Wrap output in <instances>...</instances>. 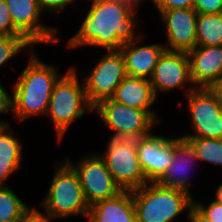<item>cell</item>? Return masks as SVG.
Returning <instances> with one entry per match:
<instances>
[{
	"label": "cell",
	"mask_w": 222,
	"mask_h": 222,
	"mask_svg": "<svg viewBox=\"0 0 222 222\" xmlns=\"http://www.w3.org/2000/svg\"><path fill=\"white\" fill-rule=\"evenodd\" d=\"M90 2L82 24L68 40V49L93 46L119 50L123 44L133 42L142 35L137 29L140 26L138 23L142 22L137 17L138 13L112 0Z\"/></svg>",
	"instance_id": "obj_1"
},
{
	"label": "cell",
	"mask_w": 222,
	"mask_h": 222,
	"mask_svg": "<svg viewBox=\"0 0 222 222\" xmlns=\"http://www.w3.org/2000/svg\"><path fill=\"white\" fill-rule=\"evenodd\" d=\"M28 55L26 68L10 87L13 93L12 115L18 123H23L30 117L46 116L51 93L62 76L57 66L45 64L36 51L33 50Z\"/></svg>",
	"instance_id": "obj_2"
},
{
	"label": "cell",
	"mask_w": 222,
	"mask_h": 222,
	"mask_svg": "<svg viewBox=\"0 0 222 222\" xmlns=\"http://www.w3.org/2000/svg\"><path fill=\"white\" fill-rule=\"evenodd\" d=\"M77 72L72 66L55 83L45 116L50 117L59 143L76 120L83 118L87 112H93L86 98L84 82L79 81Z\"/></svg>",
	"instance_id": "obj_3"
},
{
	"label": "cell",
	"mask_w": 222,
	"mask_h": 222,
	"mask_svg": "<svg viewBox=\"0 0 222 222\" xmlns=\"http://www.w3.org/2000/svg\"><path fill=\"white\" fill-rule=\"evenodd\" d=\"M131 191L136 222H175L183 212H189L195 197L157 182H147Z\"/></svg>",
	"instance_id": "obj_4"
},
{
	"label": "cell",
	"mask_w": 222,
	"mask_h": 222,
	"mask_svg": "<svg viewBox=\"0 0 222 222\" xmlns=\"http://www.w3.org/2000/svg\"><path fill=\"white\" fill-rule=\"evenodd\" d=\"M60 163V164H59ZM57 161L52 180L39 206L53 220L88 217L89 205L75 170L65 161Z\"/></svg>",
	"instance_id": "obj_5"
},
{
	"label": "cell",
	"mask_w": 222,
	"mask_h": 222,
	"mask_svg": "<svg viewBox=\"0 0 222 222\" xmlns=\"http://www.w3.org/2000/svg\"><path fill=\"white\" fill-rule=\"evenodd\" d=\"M94 112L112 131L110 138L138 139L160 125L148 111L120 104L112 98L100 101L93 107Z\"/></svg>",
	"instance_id": "obj_6"
},
{
	"label": "cell",
	"mask_w": 222,
	"mask_h": 222,
	"mask_svg": "<svg viewBox=\"0 0 222 222\" xmlns=\"http://www.w3.org/2000/svg\"><path fill=\"white\" fill-rule=\"evenodd\" d=\"M98 154L122 190L131 191L148 182L139 164L136 139L109 138L105 151Z\"/></svg>",
	"instance_id": "obj_7"
},
{
	"label": "cell",
	"mask_w": 222,
	"mask_h": 222,
	"mask_svg": "<svg viewBox=\"0 0 222 222\" xmlns=\"http://www.w3.org/2000/svg\"><path fill=\"white\" fill-rule=\"evenodd\" d=\"M185 99L190 112L192 133L180 137L222 139V102L213 88H195Z\"/></svg>",
	"instance_id": "obj_8"
},
{
	"label": "cell",
	"mask_w": 222,
	"mask_h": 222,
	"mask_svg": "<svg viewBox=\"0 0 222 222\" xmlns=\"http://www.w3.org/2000/svg\"><path fill=\"white\" fill-rule=\"evenodd\" d=\"M64 160L77 173L84 198L89 207L96 202L115 197L123 191L113 179L97 151L95 154L91 153L80 157L78 162H74L67 156Z\"/></svg>",
	"instance_id": "obj_9"
},
{
	"label": "cell",
	"mask_w": 222,
	"mask_h": 222,
	"mask_svg": "<svg viewBox=\"0 0 222 222\" xmlns=\"http://www.w3.org/2000/svg\"><path fill=\"white\" fill-rule=\"evenodd\" d=\"M90 73L85 76V94L94 107L100 101L112 98L122 80L127 76L125 59L121 50H105Z\"/></svg>",
	"instance_id": "obj_10"
},
{
	"label": "cell",
	"mask_w": 222,
	"mask_h": 222,
	"mask_svg": "<svg viewBox=\"0 0 222 222\" xmlns=\"http://www.w3.org/2000/svg\"><path fill=\"white\" fill-rule=\"evenodd\" d=\"M14 27L33 45H55L61 40L57 27L42 23L37 0H5ZM41 20V21H40Z\"/></svg>",
	"instance_id": "obj_11"
},
{
	"label": "cell",
	"mask_w": 222,
	"mask_h": 222,
	"mask_svg": "<svg viewBox=\"0 0 222 222\" xmlns=\"http://www.w3.org/2000/svg\"><path fill=\"white\" fill-rule=\"evenodd\" d=\"M149 81L157 98L160 92L168 93L183 88L185 89L184 96H186L194 90L187 52L164 50Z\"/></svg>",
	"instance_id": "obj_12"
},
{
	"label": "cell",
	"mask_w": 222,
	"mask_h": 222,
	"mask_svg": "<svg viewBox=\"0 0 222 222\" xmlns=\"http://www.w3.org/2000/svg\"><path fill=\"white\" fill-rule=\"evenodd\" d=\"M138 160L145 179L157 182L167 171L175 155L176 136L150 133L136 139Z\"/></svg>",
	"instance_id": "obj_13"
},
{
	"label": "cell",
	"mask_w": 222,
	"mask_h": 222,
	"mask_svg": "<svg viewBox=\"0 0 222 222\" xmlns=\"http://www.w3.org/2000/svg\"><path fill=\"white\" fill-rule=\"evenodd\" d=\"M192 9H170L159 13L168 43L165 50L188 52L197 46L196 19Z\"/></svg>",
	"instance_id": "obj_14"
},
{
	"label": "cell",
	"mask_w": 222,
	"mask_h": 222,
	"mask_svg": "<svg viewBox=\"0 0 222 222\" xmlns=\"http://www.w3.org/2000/svg\"><path fill=\"white\" fill-rule=\"evenodd\" d=\"M187 55L195 88H213L222 78V45H197Z\"/></svg>",
	"instance_id": "obj_15"
},
{
	"label": "cell",
	"mask_w": 222,
	"mask_h": 222,
	"mask_svg": "<svg viewBox=\"0 0 222 222\" xmlns=\"http://www.w3.org/2000/svg\"><path fill=\"white\" fill-rule=\"evenodd\" d=\"M143 37L141 35L133 42L123 44L120 50L124 55L127 75L150 80L157 61L165 50V43L140 46Z\"/></svg>",
	"instance_id": "obj_16"
},
{
	"label": "cell",
	"mask_w": 222,
	"mask_h": 222,
	"mask_svg": "<svg viewBox=\"0 0 222 222\" xmlns=\"http://www.w3.org/2000/svg\"><path fill=\"white\" fill-rule=\"evenodd\" d=\"M195 163H200L195 151L180 135L176 136L175 155L169 168L157 183L167 188L185 191L192 196L188 174L193 170L191 168L195 167Z\"/></svg>",
	"instance_id": "obj_17"
},
{
	"label": "cell",
	"mask_w": 222,
	"mask_h": 222,
	"mask_svg": "<svg viewBox=\"0 0 222 222\" xmlns=\"http://www.w3.org/2000/svg\"><path fill=\"white\" fill-rule=\"evenodd\" d=\"M112 99L120 104L148 111L160 124L162 123L157 111L151 108L157 97L148 79L127 75L117 87Z\"/></svg>",
	"instance_id": "obj_18"
},
{
	"label": "cell",
	"mask_w": 222,
	"mask_h": 222,
	"mask_svg": "<svg viewBox=\"0 0 222 222\" xmlns=\"http://www.w3.org/2000/svg\"><path fill=\"white\" fill-rule=\"evenodd\" d=\"M88 222H136L132 191L123 190L115 197L92 204Z\"/></svg>",
	"instance_id": "obj_19"
},
{
	"label": "cell",
	"mask_w": 222,
	"mask_h": 222,
	"mask_svg": "<svg viewBox=\"0 0 222 222\" xmlns=\"http://www.w3.org/2000/svg\"><path fill=\"white\" fill-rule=\"evenodd\" d=\"M197 45H222V13L199 14L196 19Z\"/></svg>",
	"instance_id": "obj_20"
},
{
	"label": "cell",
	"mask_w": 222,
	"mask_h": 222,
	"mask_svg": "<svg viewBox=\"0 0 222 222\" xmlns=\"http://www.w3.org/2000/svg\"><path fill=\"white\" fill-rule=\"evenodd\" d=\"M195 151L199 162L222 166V139L206 137H181Z\"/></svg>",
	"instance_id": "obj_21"
},
{
	"label": "cell",
	"mask_w": 222,
	"mask_h": 222,
	"mask_svg": "<svg viewBox=\"0 0 222 222\" xmlns=\"http://www.w3.org/2000/svg\"><path fill=\"white\" fill-rule=\"evenodd\" d=\"M30 208L10 186H0V222L21 219Z\"/></svg>",
	"instance_id": "obj_22"
},
{
	"label": "cell",
	"mask_w": 222,
	"mask_h": 222,
	"mask_svg": "<svg viewBox=\"0 0 222 222\" xmlns=\"http://www.w3.org/2000/svg\"><path fill=\"white\" fill-rule=\"evenodd\" d=\"M33 48L34 45L24 36H0V69L5 65L7 67L10 59L24 52L27 55L34 50Z\"/></svg>",
	"instance_id": "obj_23"
},
{
	"label": "cell",
	"mask_w": 222,
	"mask_h": 222,
	"mask_svg": "<svg viewBox=\"0 0 222 222\" xmlns=\"http://www.w3.org/2000/svg\"><path fill=\"white\" fill-rule=\"evenodd\" d=\"M5 126L0 132V159L1 160H22L23 144L14 135V131L10 127Z\"/></svg>",
	"instance_id": "obj_24"
},
{
	"label": "cell",
	"mask_w": 222,
	"mask_h": 222,
	"mask_svg": "<svg viewBox=\"0 0 222 222\" xmlns=\"http://www.w3.org/2000/svg\"><path fill=\"white\" fill-rule=\"evenodd\" d=\"M0 36H23L13 25L5 0H0Z\"/></svg>",
	"instance_id": "obj_25"
},
{
	"label": "cell",
	"mask_w": 222,
	"mask_h": 222,
	"mask_svg": "<svg viewBox=\"0 0 222 222\" xmlns=\"http://www.w3.org/2000/svg\"><path fill=\"white\" fill-rule=\"evenodd\" d=\"M193 204L206 216L211 222H222V205L216 201H211L205 205L202 200L193 198Z\"/></svg>",
	"instance_id": "obj_26"
},
{
	"label": "cell",
	"mask_w": 222,
	"mask_h": 222,
	"mask_svg": "<svg viewBox=\"0 0 222 222\" xmlns=\"http://www.w3.org/2000/svg\"><path fill=\"white\" fill-rule=\"evenodd\" d=\"M77 0H37L38 6L42 12L51 15L62 14L70 4H74Z\"/></svg>",
	"instance_id": "obj_27"
},
{
	"label": "cell",
	"mask_w": 222,
	"mask_h": 222,
	"mask_svg": "<svg viewBox=\"0 0 222 222\" xmlns=\"http://www.w3.org/2000/svg\"><path fill=\"white\" fill-rule=\"evenodd\" d=\"M155 9L160 13L170 9H192L194 0H151Z\"/></svg>",
	"instance_id": "obj_28"
},
{
	"label": "cell",
	"mask_w": 222,
	"mask_h": 222,
	"mask_svg": "<svg viewBox=\"0 0 222 222\" xmlns=\"http://www.w3.org/2000/svg\"><path fill=\"white\" fill-rule=\"evenodd\" d=\"M193 9L199 14H220L222 0H194Z\"/></svg>",
	"instance_id": "obj_29"
},
{
	"label": "cell",
	"mask_w": 222,
	"mask_h": 222,
	"mask_svg": "<svg viewBox=\"0 0 222 222\" xmlns=\"http://www.w3.org/2000/svg\"><path fill=\"white\" fill-rule=\"evenodd\" d=\"M21 162L22 160L0 159V186H7L5 182L20 169Z\"/></svg>",
	"instance_id": "obj_30"
},
{
	"label": "cell",
	"mask_w": 222,
	"mask_h": 222,
	"mask_svg": "<svg viewBox=\"0 0 222 222\" xmlns=\"http://www.w3.org/2000/svg\"><path fill=\"white\" fill-rule=\"evenodd\" d=\"M11 112H13V93H10L9 95L0 82V115ZM0 122H4L6 126L10 125V122L8 121L6 122L0 119Z\"/></svg>",
	"instance_id": "obj_31"
},
{
	"label": "cell",
	"mask_w": 222,
	"mask_h": 222,
	"mask_svg": "<svg viewBox=\"0 0 222 222\" xmlns=\"http://www.w3.org/2000/svg\"><path fill=\"white\" fill-rule=\"evenodd\" d=\"M31 208L22 216L20 222H51L54 221L48 214L41 212L37 207Z\"/></svg>",
	"instance_id": "obj_32"
},
{
	"label": "cell",
	"mask_w": 222,
	"mask_h": 222,
	"mask_svg": "<svg viewBox=\"0 0 222 222\" xmlns=\"http://www.w3.org/2000/svg\"><path fill=\"white\" fill-rule=\"evenodd\" d=\"M185 215L187 216V222H211L194 204Z\"/></svg>",
	"instance_id": "obj_33"
},
{
	"label": "cell",
	"mask_w": 222,
	"mask_h": 222,
	"mask_svg": "<svg viewBox=\"0 0 222 222\" xmlns=\"http://www.w3.org/2000/svg\"><path fill=\"white\" fill-rule=\"evenodd\" d=\"M114 2H117L127 8H129L131 11L137 13L138 7L141 5V1L143 0H112Z\"/></svg>",
	"instance_id": "obj_34"
},
{
	"label": "cell",
	"mask_w": 222,
	"mask_h": 222,
	"mask_svg": "<svg viewBox=\"0 0 222 222\" xmlns=\"http://www.w3.org/2000/svg\"><path fill=\"white\" fill-rule=\"evenodd\" d=\"M213 200L222 205V183H220L217 187V190L215 192V199Z\"/></svg>",
	"instance_id": "obj_35"
},
{
	"label": "cell",
	"mask_w": 222,
	"mask_h": 222,
	"mask_svg": "<svg viewBox=\"0 0 222 222\" xmlns=\"http://www.w3.org/2000/svg\"><path fill=\"white\" fill-rule=\"evenodd\" d=\"M213 89L217 92L219 95L220 101L222 102V78L219 80V82L213 87Z\"/></svg>",
	"instance_id": "obj_36"
},
{
	"label": "cell",
	"mask_w": 222,
	"mask_h": 222,
	"mask_svg": "<svg viewBox=\"0 0 222 222\" xmlns=\"http://www.w3.org/2000/svg\"><path fill=\"white\" fill-rule=\"evenodd\" d=\"M6 125L4 124V122H0V132L1 130L5 127Z\"/></svg>",
	"instance_id": "obj_37"
},
{
	"label": "cell",
	"mask_w": 222,
	"mask_h": 222,
	"mask_svg": "<svg viewBox=\"0 0 222 222\" xmlns=\"http://www.w3.org/2000/svg\"><path fill=\"white\" fill-rule=\"evenodd\" d=\"M5 222H20V219L8 220V221H5Z\"/></svg>",
	"instance_id": "obj_38"
}]
</instances>
